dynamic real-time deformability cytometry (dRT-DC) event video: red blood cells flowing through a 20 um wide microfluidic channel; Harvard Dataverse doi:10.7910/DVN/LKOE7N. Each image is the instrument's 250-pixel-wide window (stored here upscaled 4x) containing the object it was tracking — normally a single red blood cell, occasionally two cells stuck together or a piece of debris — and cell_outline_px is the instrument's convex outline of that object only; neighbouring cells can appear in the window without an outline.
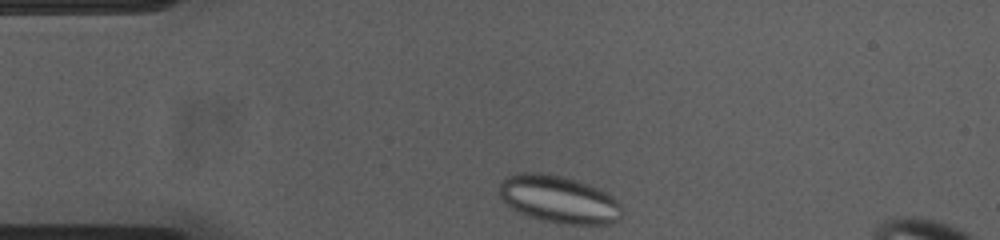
{"species": "common noctule bat (a hibernating species)", "species_latin": "Nyctalus noctula", "temperature_condition": "cold", "stored_images_in_passage": 35, "camera_frame_rate_fps": 3000, "um_per_image_px": 0.085, "animal": {"sex": "female", "body_mass_g": 23.0, "forearm_length_mm": 53.4}, "frame": {"image": 1, "passage_image": 1, "time_ms": 0.0, "image_size_px": [1000, 240], "cell_outline_px": [[624, 212], [620, 220], [608, 224], [568, 224], [544, 220], [528, 216], [504, 204], [500, 200], [500, 180], [508, 176], [520, 172], [540, 172], [560, 176], [576, 180], [588, 184], [612, 196], [620, 204]], "centroid_in_image_um": [47.49, 16.94], "position_along_channel_um": 37.5, "area_um2": 33.93}}
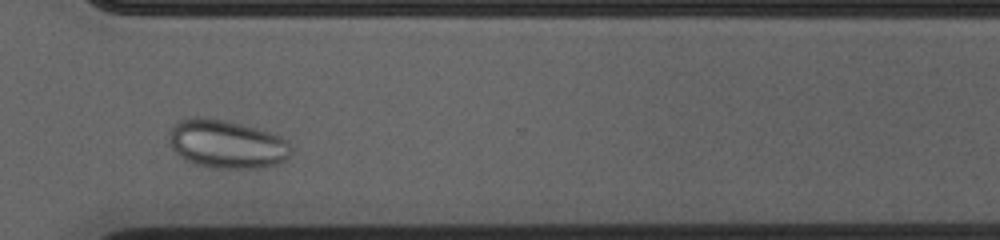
{"frame": {"image": 2, "passage_image": 30, "time_ms": 9.667, "image_size_px": [1000, 240], "cell_outline_px": [[292, 152], [284, 160], [276, 164], [256, 168], [212, 168], [196, 164], [180, 156], [172, 148], [168, 136], [168, 132], [180, 120], [196, 116], [224, 120], [256, 128], [280, 136], [288, 140]], "centroid_in_image_um": [19.27, 12.25], "position_along_channel_um": 351.3, "area_um2": 34.16}}
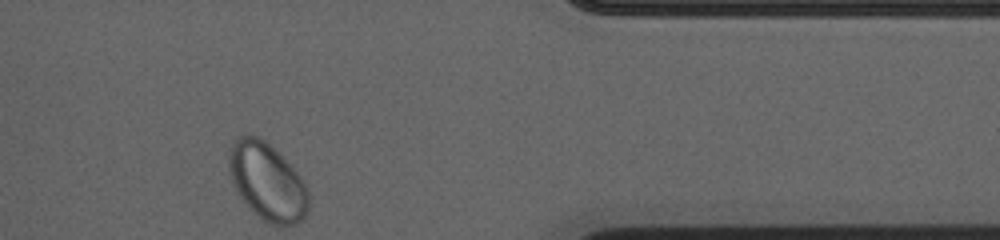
{"frame": {"image": 3, "passage_image": 35, "time_ms": 11.333, "image_size_px": [1000, 240], "cell_outline_px": [[308, 212], [296, 224], [268, 224], [240, 196], [232, 180], [228, 164], [228, 152], [232, 144], [240, 136], [248, 132], [264, 140], [296, 172], [304, 184], [308, 192]], "centroid_in_image_um": [22.7, 15.42], "position_along_channel_um": 388.7, "area_um2": 34.91}}